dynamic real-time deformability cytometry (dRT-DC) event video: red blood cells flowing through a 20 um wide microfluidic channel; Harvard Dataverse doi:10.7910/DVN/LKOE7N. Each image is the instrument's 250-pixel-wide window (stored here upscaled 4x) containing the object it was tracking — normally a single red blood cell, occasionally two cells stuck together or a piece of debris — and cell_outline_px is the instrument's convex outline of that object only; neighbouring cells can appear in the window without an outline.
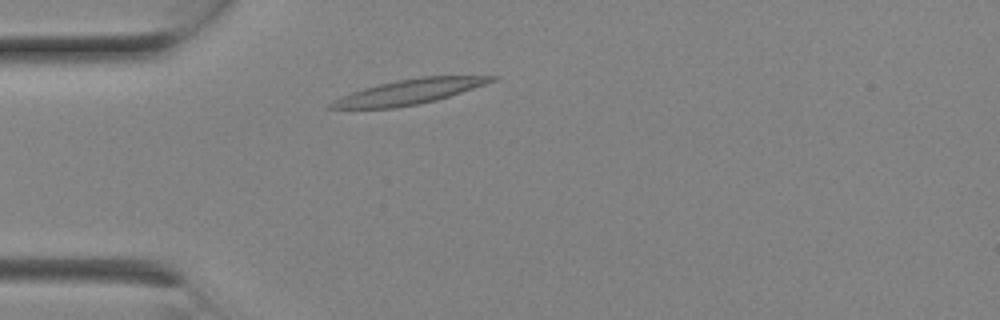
{"species": "Egyptian fruit bat (a non-hibernating species)", "species_latin": "Rousettus aegyptiacus", "temperature_condition": "room temperature", "stored_images_in_passage": 6, "camera_frame_rate_fps": 3000, "um_per_image_px": 0.085, "animal": {"sex": "female"}, "frame": {"image": 1, "passage_image": 3, "time_ms": 0.667, "image_size_px": [1000, 320], "cell_outline_px": [[500, 76], [496, 80], [436, 100], [396, 108], [324, 108], [328, 104], [352, 92], [364, 88], [396, 80], [420, 76]], "centroid_in_image_um": [34.78, 7.79], "position_along_channel_um": 50.2, "area_um2": 22.77}}
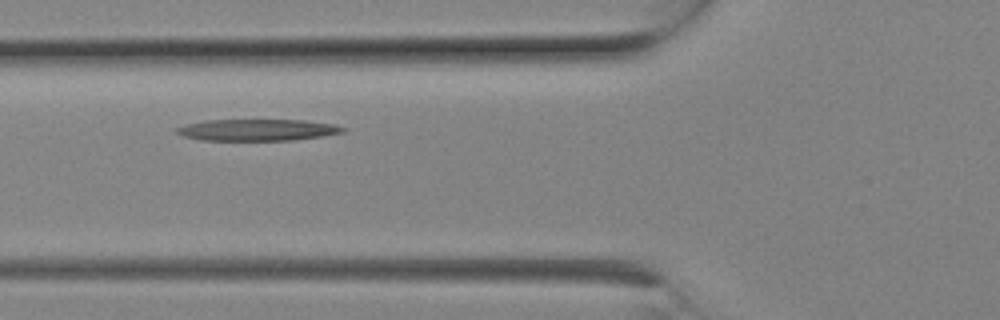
{"frame": {"image": 2, "passage_image": 5, "time_ms": 1.333, "image_size_px": [1000, 320], "cell_outline_px": [[348, 128], [344, 132], [324, 136], [292, 140], [200, 140], [184, 136], [176, 132], [176, 128], [188, 124], [208, 120], [304, 120], [336, 124]], "centroid_in_image_um": [21.96, 11.04], "position_along_channel_um": 103.8, "area_um2": 20.87}}
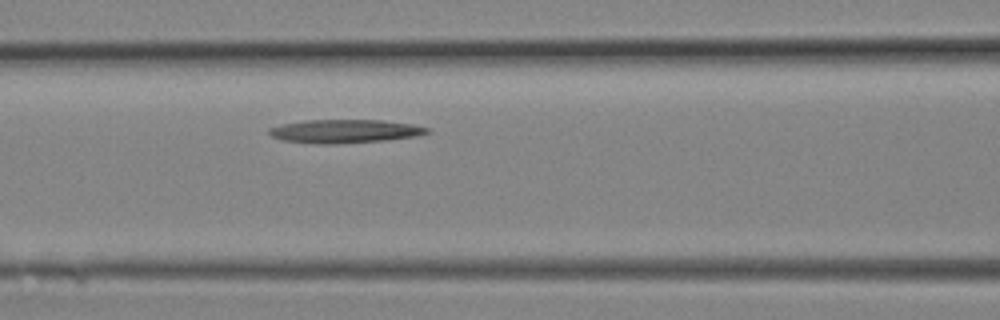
{"frame": {"image": 3, "passage_image": 6, "time_ms": 1.667, "image_size_px": [1000, 320], "cell_outline_px": [[432, 132], [416, 136], [388, 140], [336, 144], [320, 144], [284, 140], [272, 136], [268, 132], [268, 128], [280, 124], [304, 120], [380, 120], [412, 124], [428, 128]], "centroid_in_image_um": [29.31, 11.15], "position_along_channel_um": 137.3, "area_um2": 21.68}}